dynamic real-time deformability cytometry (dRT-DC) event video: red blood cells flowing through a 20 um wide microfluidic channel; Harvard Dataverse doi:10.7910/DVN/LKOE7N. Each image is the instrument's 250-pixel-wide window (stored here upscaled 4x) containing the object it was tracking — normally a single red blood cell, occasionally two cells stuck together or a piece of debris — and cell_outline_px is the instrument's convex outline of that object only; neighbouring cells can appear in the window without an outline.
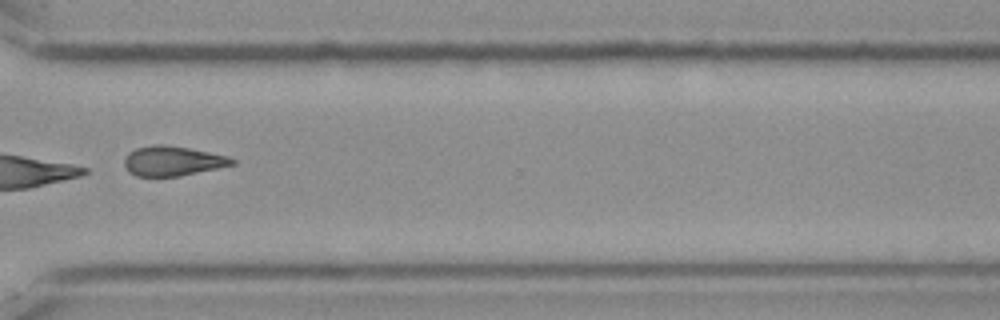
{"species": "Egyptian fruit bat (a non-hibernating species)", "species_latin": "Rousettus aegyptiacus", "temperature_condition": "cold", "stored_images_in_passage": 12, "camera_frame_rate_fps": 3000, "um_per_image_px": 0.085, "frame": {"image": 1, "passage_image": 9, "time_ms": 2.667, "image_size_px": [1000, 320], "cell_outline_px": [[236, 164], [180, 176], [136, 176], [128, 172], [124, 168], [124, 160], [128, 152], [136, 148], [156, 144], [164, 144], [188, 148], [228, 156], [236, 160]], "centroid_in_image_um": [14.65, 13.68], "position_along_channel_um": 356.0, "area_um2": 18.73}}